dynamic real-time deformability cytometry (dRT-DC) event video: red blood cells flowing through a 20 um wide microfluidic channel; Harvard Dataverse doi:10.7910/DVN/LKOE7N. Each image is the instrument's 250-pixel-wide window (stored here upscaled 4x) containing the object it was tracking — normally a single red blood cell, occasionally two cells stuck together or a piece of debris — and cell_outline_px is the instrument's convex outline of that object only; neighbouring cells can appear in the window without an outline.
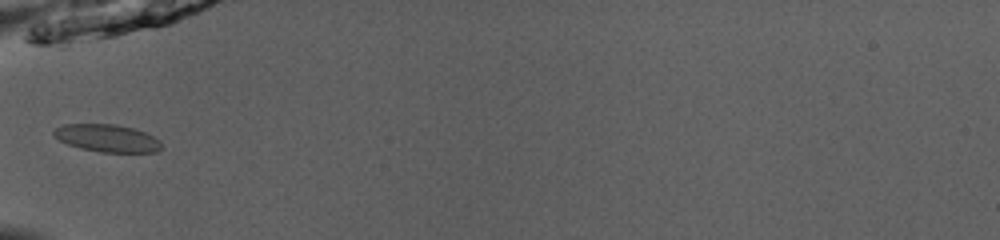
{"species": "common noctule bat (a hibernating species)", "species_latin": "Nyctalus noctula", "temperature_condition": "room temperature", "stored_images_in_passage": 33, "camera_frame_rate_fps": 3000, "um_per_image_px": 0.085, "animal": {"sex": "male", "body_mass_g": 13.0, "forearm_length_mm": 53.1}, "frame": {"image": 1, "passage_image": 1, "time_ms": 0.0, "image_size_px": [1000, 240], "cell_outline_px": [[160, 148], [156, 152], [100, 152], [80, 148], [68, 144], [60, 140], [52, 132], [56, 128], [64, 124], [116, 124], [132, 128], [144, 132], [160, 140]], "centroid_in_image_um": [9.1, 11.74], "position_along_channel_um": 75.9, "area_um2": 17.05}}
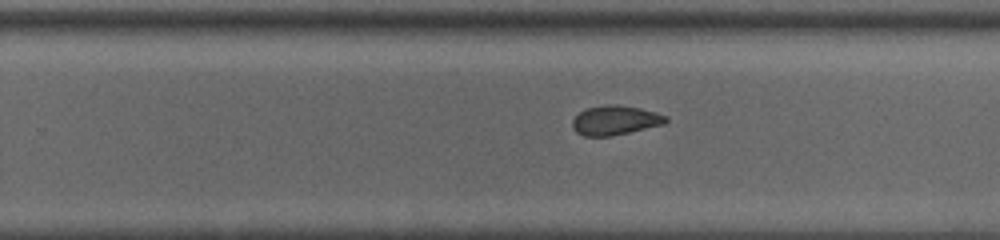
{"frame": {"image": 2, "passage_image": 16, "time_ms": 5.0, "image_size_px": [1000, 240], "cell_outline_px": [[668, 120], [664, 124], [612, 136], [584, 136], [576, 132], [572, 128], [572, 120], [584, 108], [604, 104], [616, 104], [640, 108], [656, 112], [668, 116]], "centroid_in_image_um": [52.27, 10.21], "position_along_channel_um": 277.5, "area_um2": 16.18}}
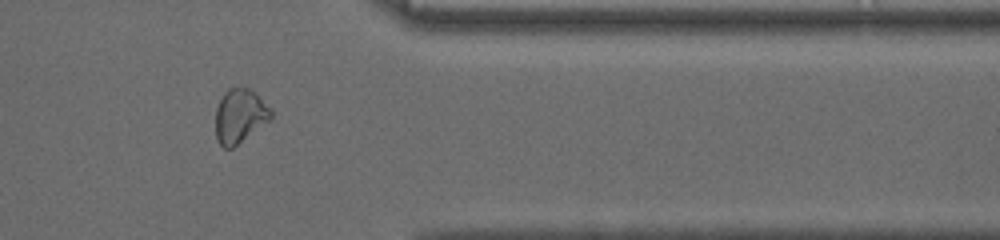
{"frame": {"image": 3, "passage_image": 25, "time_ms": 8.0, "image_size_px": [1000, 240], "cell_outline_px": [[272, 116], [268, 120], [232, 148], [224, 148], [216, 140], [216, 108], [224, 92], [228, 88], [248, 88], [256, 92], [272, 108]], "centroid_in_image_um": [20.38, 9.83], "position_along_channel_um": 391.0, "area_um2": 17.28}, "authors_computed_cell_mechanics": {"area_um2": 16.2996, "velocity_mm_per_s": 4.0222, "shape_relaxation_time_tau1_ms": null, "shape_relaxation_time_tau2_ms": 2.1365, "deformation_change_tau1": null, "deformation_change_tau2": 0.0516}}